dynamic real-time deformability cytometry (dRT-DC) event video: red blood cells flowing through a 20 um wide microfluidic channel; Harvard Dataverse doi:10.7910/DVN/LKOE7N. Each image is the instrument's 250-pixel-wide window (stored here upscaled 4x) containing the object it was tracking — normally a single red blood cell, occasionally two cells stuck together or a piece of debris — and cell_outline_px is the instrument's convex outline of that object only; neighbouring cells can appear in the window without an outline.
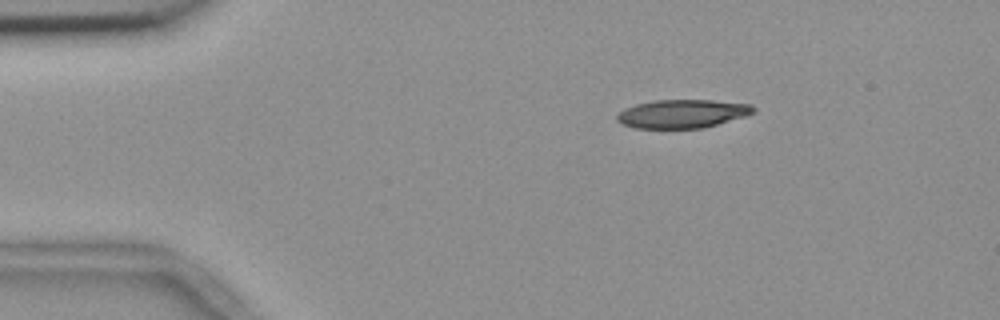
{"species": "common noctule bat (a hibernating species)", "species_latin": "Nyctalus noctula", "temperature_condition": "room temperature", "stored_images_in_passage": 47, "camera_frame_rate_fps": 3000, "um_per_image_px": 0.085, "animal": {"sex": "female", "body_mass_g": 18.4}, "frame": {"image": 1, "passage_image": 1, "time_ms": 0.0, "image_size_px": [1000, 320], "cell_outline_px": [[756, 112], [744, 116], [704, 128], [636, 128], [624, 124], [616, 120], [616, 116], [624, 108], [636, 104], [652, 100], [712, 100], [752, 104], [756, 108]], "centroid_in_image_um": [58.01, 9.66], "position_along_channel_um": 27.0, "area_um2": 22.66}}
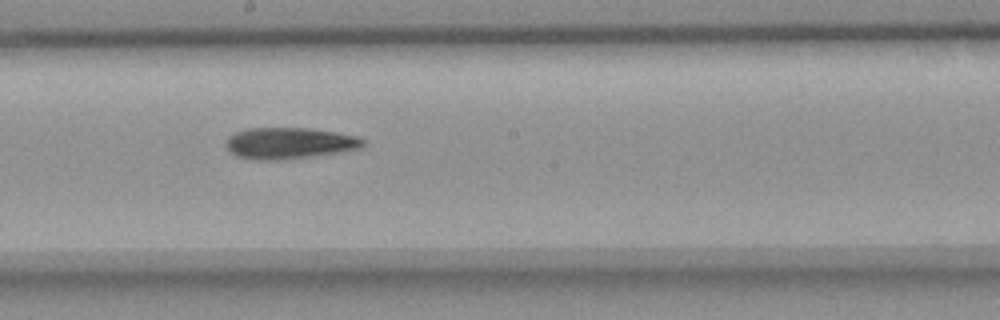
{"frame": {"image": 2, "passage_image": 22, "time_ms": 7.0, "image_size_px": [1000, 320], "cell_outline_px": [[364, 144], [360, 148], [340, 152], [316, 156], [284, 160], [252, 160], [236, 156], [224, 144], [228, 136], [236, 132], [248, 128], [308, 128], [336, 132], [360, 136], [364, 140]], "centroid_in_image_um": [24.59, 12.18], "position_along_channel_um": 223.6, "area_um2": 25.32}}
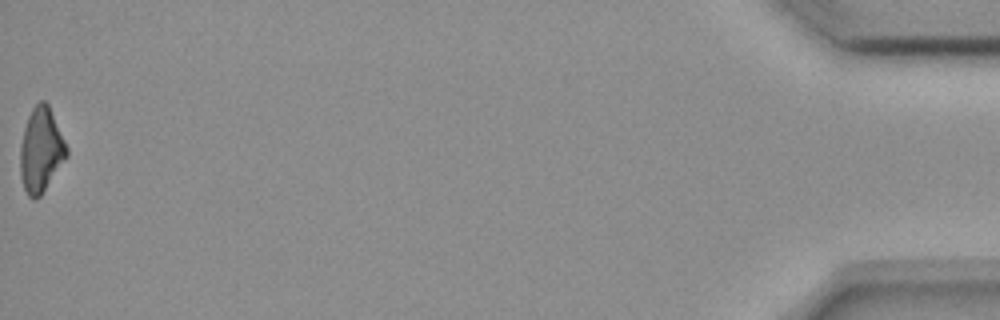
{"frame": {"image": 3, "passage_image": 47, "time_ms": 15.333, "image_size_px": [1000, 320], "cell_outline_px": [[68, 156], [40, 196], [36, 200], [32, 200], [28, 196], [24, 188], [20, 176], [20, 144], [24, 128], [28, 116], [32, 108], [40, 100], [44, 100], [48, 104], [68, 148]], "centroid_in_image_um": [3.47, 12.77], "position_along_channel_um": 431.7, "area_um2": 22.89}, "authors_computed_cell_mechanics": {"area_um2": 24.2182, "velocity_mm_per_s": 3.6943, "shape_relaxation_time_tau1_ms": 5.3772, "shape_relaxation_time_tau2_ms": null, "deformation_change_tau1": 0.1787, "deformation_change_tau2": null}}